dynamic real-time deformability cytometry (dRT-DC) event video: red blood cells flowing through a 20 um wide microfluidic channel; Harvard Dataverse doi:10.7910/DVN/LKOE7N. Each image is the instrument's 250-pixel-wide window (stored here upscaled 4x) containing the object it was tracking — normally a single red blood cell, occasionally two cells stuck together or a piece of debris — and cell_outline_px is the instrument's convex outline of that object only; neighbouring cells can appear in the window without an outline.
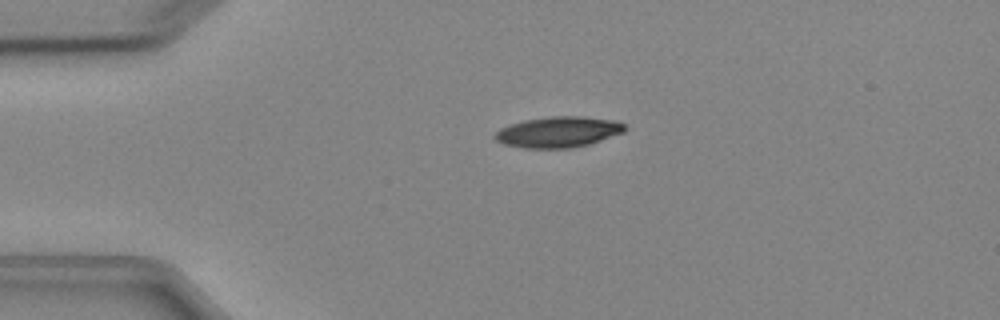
{"species": "Egyptian fruit bat (a non-hibernating species)", "species_latin": "Rousettus aegyptiacus", "temperature_condition": "cold", "stored_images_in_passage": 2, "camera_frame_rate_fps": 3000, "um_per_image_px": 0.085, "animal": {"sex": "female"}, "frame": {"image": 1, "passage_image": 1, "time_ms": 0.0, "image_size_px": [1000, 320], "cell_outline_px": [[628, 128], [624, 132], [588, 144], [572, 148], [524, 148], [504, 144], [496, 140], [492, 136], [500, 128], [524, 120], [552, 116], [580, 116], [616, 120], [624, 124]], "centroid_in_image_um": [47.46, 11.22], "position_along_channel_um": 37.5, "area_um2": 23.29}}